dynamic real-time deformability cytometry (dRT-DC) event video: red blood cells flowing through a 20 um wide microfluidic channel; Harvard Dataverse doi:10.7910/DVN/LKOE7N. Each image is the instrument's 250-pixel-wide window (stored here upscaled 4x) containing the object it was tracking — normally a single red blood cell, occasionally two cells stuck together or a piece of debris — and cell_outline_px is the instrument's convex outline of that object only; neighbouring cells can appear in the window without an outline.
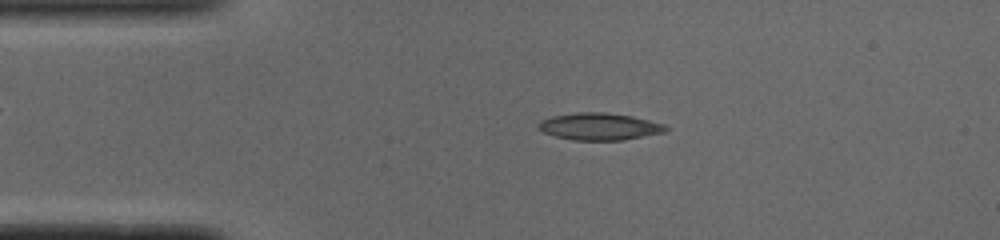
{"species": "common noctule bat (a hibernating species)", "species_latin": "Nyctalus noctula", "temperature_condition": "cold", "stored_images_in_passage": 49, "camera_frame_rate_fps": 3000, "um_per_image_px": 0.085, "animal": {"sex": "male", "body_mass_g": 19.0, "forearm_length_mm": 50.8}, "frame": {"image": 1, "passage_image": 8, "time_ms": 2.333, "image_size_px": [1000, 240], "cell_outline_px": [[668, 132], [620, 140], [576, 140], [556, 136], [544, 132], [536, 124], [540, 120], [552, 116], [576, 112], [608, 112], [632, 116], [664, 124], [668, 128]], "centroid_in_image_um": [50.97, 10.74], "position_along_channel_um": 34.0, "area_um2": 20.06}}
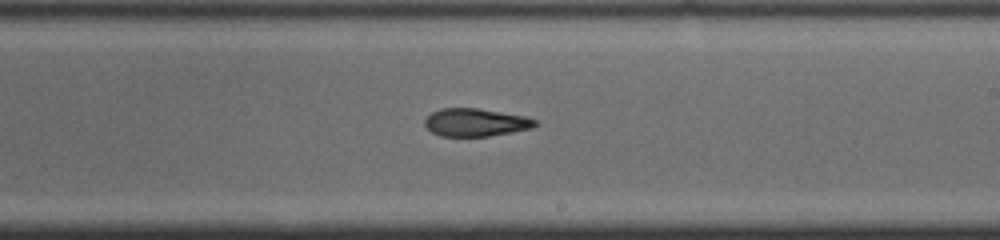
{"frame": {"image": 2, "passage_image": 27, "time_ms": 8.667, "image_size_px": [1000, 240], "cell_outline_px": [[540, 124], [532, 128], [488, 136], [440, 136], [432, 132], [424, 124], [424, 120], [432, 112], [440, 108], [480, 108], [524, 116], [540, 120]], "centroid_in_image_um": [40.46, 10.39], "position_along_channel_um": 248.5, "area_um2": 18.03}}
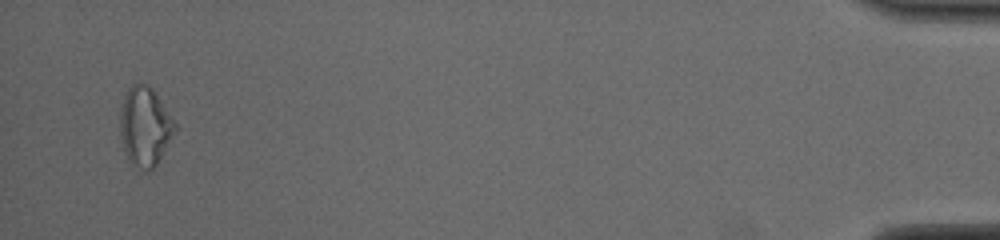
{"frame": {"image": 3, "passage_image": 47, "time_ms": 15.333, "image_size_px": [1000, 240], "cell_outline_px": [[176, 128], [156, 164], [152, 168], [144, 172], [132, 164], [128, 160], [124, 148], [120, 132], [120, 108], [124, 96], [128, 88], [132, 84], [148, 84], [176, 124]], "centroid_in_image_um": [12.28, 10.76], "position_along_channel_um": 422.9, "area_um2": 24.62}, "authors_computed_cell_mechanics": {"area_um2": 19.0162, "velocity_mm_per_s": 3.9043, "shape_relaxation_time_tau1_ms": null, "shape_relaxation_time_tau2_ms": 6.2535, "deformation_change_tau1": null, "deformation_change_tau2": 0.1715}}